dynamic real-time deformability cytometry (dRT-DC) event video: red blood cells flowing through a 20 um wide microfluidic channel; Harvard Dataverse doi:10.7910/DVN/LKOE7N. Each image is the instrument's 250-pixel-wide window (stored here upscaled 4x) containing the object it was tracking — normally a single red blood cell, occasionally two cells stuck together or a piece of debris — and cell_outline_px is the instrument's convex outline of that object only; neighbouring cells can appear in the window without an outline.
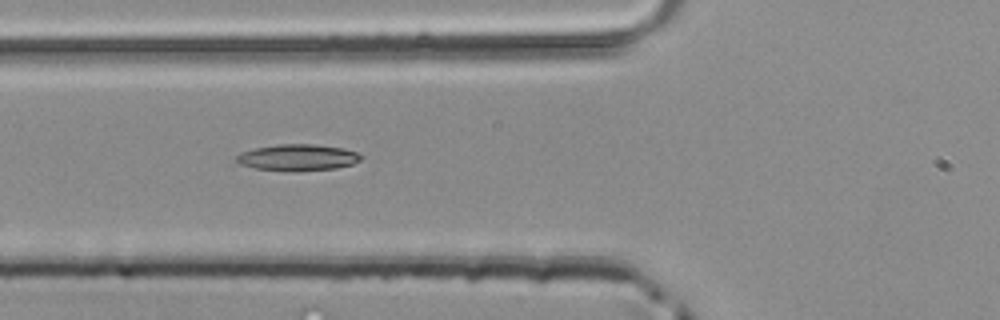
{"species": "common noctule bat (a hibernating species)", "species_latin": "Nyctalus noctula", "temperature_condition": "room temperature", "stored_images_in_passage": 43, "camera_frame_rate_fps": 3000, "um_per_image_px": 0.085, "animal": {"sex": "male", "body_mass_g": 20.4}, "frame": {"image": 1, "passage_image": 13, "time_ms": 4.0, "image_size_px": [1000, 320], "cell_outline_px": [[364, 156], [360, 160], [352, 164], [336, 168], [292, 172], [256, 168], [240, 164], [236, 160], [236, 156], [240, 152], [256, 148], [276, 144], [316, 144], [344, 148], [356, 152]], "centroid_in_image_um": [25.32, 13.38], "position_along_channel_um": 100.5, "area_um2": 19.31}}
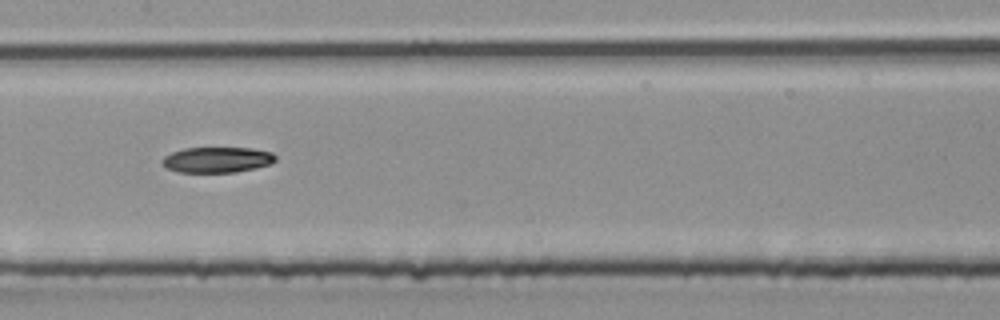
{"frame": {"image": 2, "passage_image": 19, "time_ms": 6.0, "image_size_px": [1000, 320], "cell_outline_px": [[276, 160], [268, 164], [256, 168], [236, 172], [180, 172], [168, 168], [160, 160], [164, 156], [172, 152], [184, 148], [252, 148], [272, 152], [276, 156]], "centroid_in_image_um": [18.47, 13.57], "position_along_channel_um": 188.9, "area_um2": 16.82}}
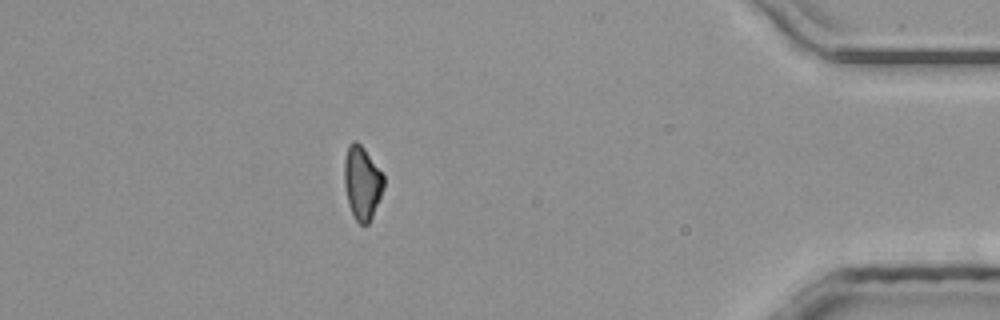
{"frame": {"image": 3, "passage_image": 37, "time_ms": 12.0, "image_size_px": [1000, 320], "cell_outline_px": [[384, 188], [372, 216], [368, 224], [360, 224], [356, 220], [348, 204], [344, 184], [344, 160], [348, 144], [352, 140], [356, 140], [364, 148], [384, 176]], "centroid_in_image_um": [30.76, 15.51], "position_along_channel_um": 404.4, "area_um2": 16.82}}